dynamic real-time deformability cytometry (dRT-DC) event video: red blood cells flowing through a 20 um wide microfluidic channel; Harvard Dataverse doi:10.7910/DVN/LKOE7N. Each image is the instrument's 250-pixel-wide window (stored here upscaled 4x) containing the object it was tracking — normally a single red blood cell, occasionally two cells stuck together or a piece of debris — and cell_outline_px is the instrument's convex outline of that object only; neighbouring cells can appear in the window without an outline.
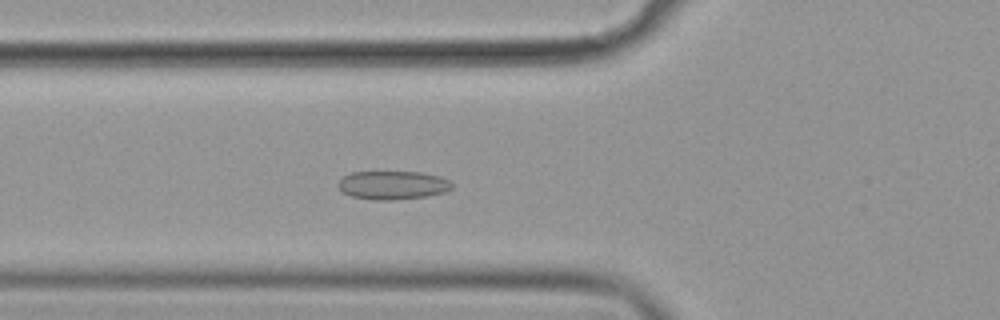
{"species": "common noctule bat (a hibernating species)", "species_latin": "Nyctalus noctula", "temperature_condition": "cold", "stored_images_in_passage": 58, "segment_of_instrument_passage": [1, 2], "camera_frame_rate_fps": 3000, "um_per_image_px": 0.085, "animal": {"sex": "female", "body_mass_g": 19.9}, "frame": {"image": 1, "passage_image": 21, "time_ms": 6.667, "image_size_px": [1000, 320], "cell_outline_px": [[452, 188], [444, 192], [428, 196], [392, 200], [372, 200], [352, 196], [344, 192], [336, 184], [344, 176], [352, 172], [420, 172], [440, 176], [448, 180], [452, 184]], "centroid_in_image_um": [33.39, 15.74], "position_along_channel_um": 92.4, "area_um2": 18.84}}
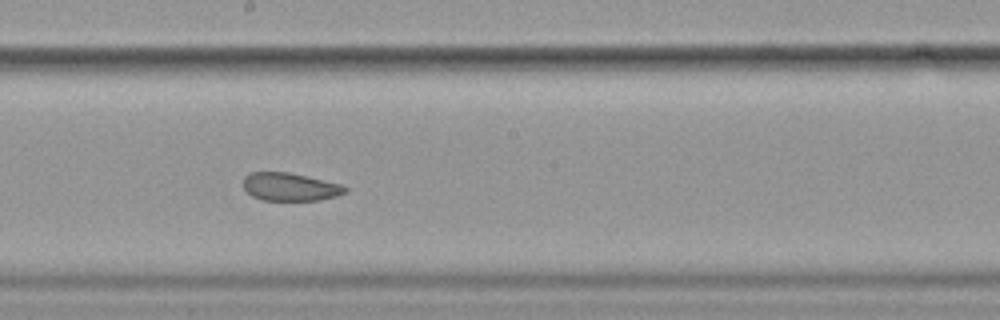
{"frame": {"image": 2, "passage_image": 32, "time_ms": 10.333, "image_size_px": [1000, 320], "cell_outline_px": [[348, 192], [336, 196], [320, 200], [264, 200], [252, 196], [244, 188], [244, 176], [252, 172], [288, 172], [340, 184], [348, 188]], "centroid_in_image_um": [24.66, 15.88], "position_along_channel_um": 223.5, "area_um2": 16.47}}
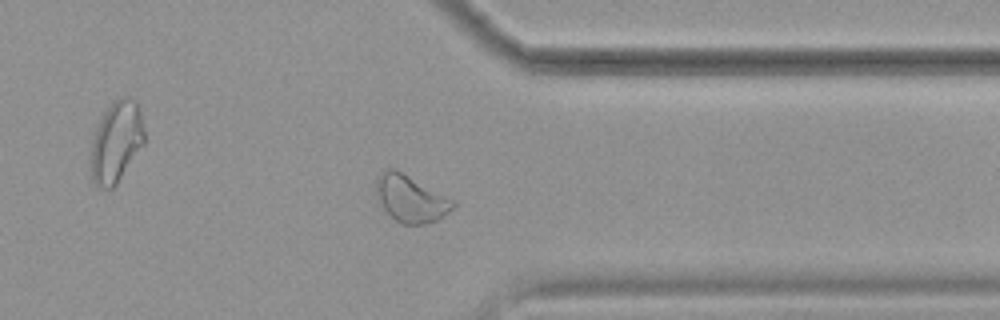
{"frame": {"image": 3, "passage_image": 45, "time_ms": 14.667, "image_size_px": [1000, 320], "cell_outline_px": [[456, 204], [448, 212], [436, 220], [424, 224], [404, 224], [396, 220], [384, 208], [376, 196], [376, 180], [388, 168], [396, 168], [456, 200]], "centroid_in_image_um": [34.94, 16.86], "position_along_channel_um": 376.5, "area_um2": 20.87}}